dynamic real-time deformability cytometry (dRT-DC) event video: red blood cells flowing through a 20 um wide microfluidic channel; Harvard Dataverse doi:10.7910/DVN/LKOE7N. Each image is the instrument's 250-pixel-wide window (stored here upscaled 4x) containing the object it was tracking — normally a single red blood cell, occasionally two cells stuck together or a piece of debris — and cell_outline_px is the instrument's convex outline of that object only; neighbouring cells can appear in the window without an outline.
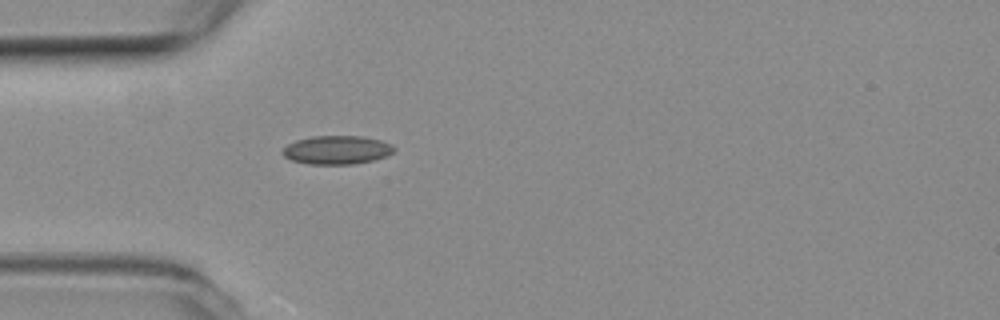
{"species": "common noctule bat (a hibernating species)", "species_latin": "Nyctalus noctula", "temperature_condition": "room temperature", "stored_images_in_passage": 1, "camera_frame_rate_fps": 3000, "um_per_image_px": 0.085, "animal": {"sex": "female", "body_mass_g": 19.3, "forearm_length_mm": 54.1}, "frame": {"image": 1, "passage_image": 1, "time_ms": 0.0, "image_size_px": [1000, 320], "cell_outline_px": [[396, 148], [392, 152], [384, 156], [372, 160], [352, 164], [308, 164], [292, 160], [284, 156], [280, 152], [288, 144], [296, 140], [312, 136], [364, 136], [380, 140], [392, 144]], "centroid_in_image_um": [28.61, 12.73], "position_along_channel_um": 56.4, "area_um2": 18.5}}